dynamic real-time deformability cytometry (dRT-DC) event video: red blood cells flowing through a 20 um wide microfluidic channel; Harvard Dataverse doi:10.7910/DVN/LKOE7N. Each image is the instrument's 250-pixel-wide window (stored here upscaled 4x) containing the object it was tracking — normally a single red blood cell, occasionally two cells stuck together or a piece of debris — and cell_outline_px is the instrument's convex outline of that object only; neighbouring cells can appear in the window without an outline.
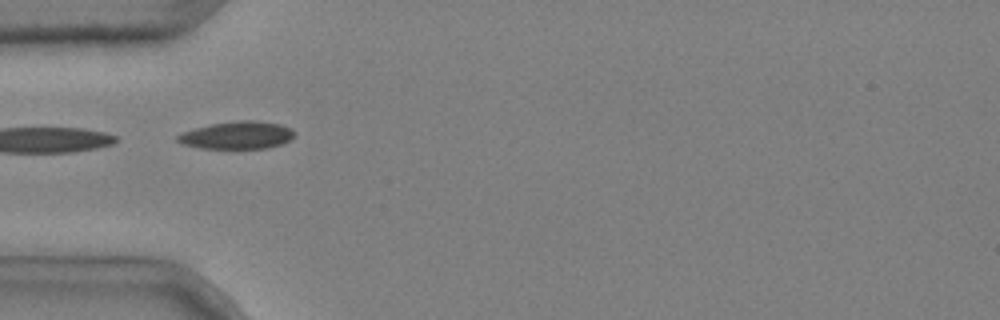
{"species": "common noctule bat (a hibernating species)", "species_latin": "Nyctalus noctula", "temperature_condition": "cold", "stored_images_in_passage": 12, "camera_frame_rate_fps": 3000, "um_per_image_px": 0.085, "animal": {"sex": "male", "body_mass_g": 20.4}, "frame": {"image": 1, "passage_image": 4, "time_ms": 1.0, "image_size_px": [1000, 320], "cell_outline_px": [[296, 136], [280, 144], [268, 148], [200, 148], [180, 144], [176, 140], [176, 136], [180, 132], [212, 124], [236, 120], [256, 120], [280, 124], [292, 128], [296, 132]], "centroid_in_image_um": [20.15, 11.48], "position_along_channel_um": 64.8, "area_um2": 18.96}}
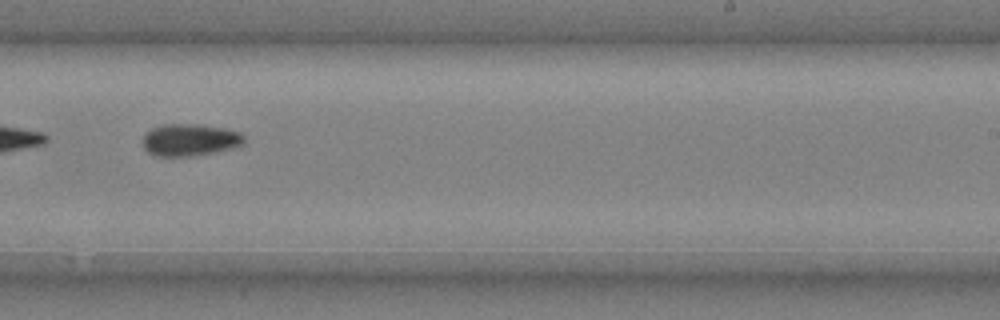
{"frame": {"image": 2, "passage_image": 9, "time_ms": 2.667, "image_size_px": [1000, 320], "cell_outline_px": [[244, 144], [232, 148], [216, 152], [196, 156], [156, 156], [148, 152], [144, 148], [144, 136], [152, 128], [164, 124], [200, 124], [224, 128], [240, 132], [244, 136]], "centroid_in_image_um": [16.17, 11.89], "position_along_channel_um": 272.8, "area_um2": 19.02}}
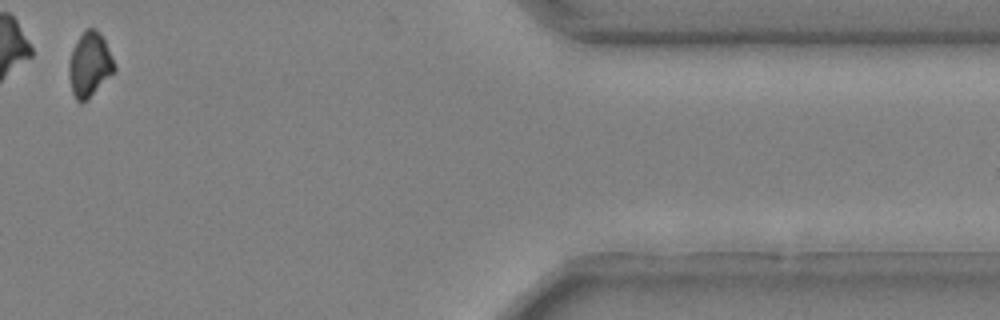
{"frame": {"image": 3, "passage_image": 12, "time_ms": 3.667, "image_size_px": [1000, 320], "cell_outline_px": [[116, 72], [88, 100], [80, 104], [76, 100], [72, 92], [68, 68], [68, 64], [72, 52], [80, 36], [88, 28], [96, 28], [104, 40], [116, 64]], "centroid_in_image_um": [7.65, 5.55], "position_along_channel_um": 403.7, "area_um2": 17.17}}